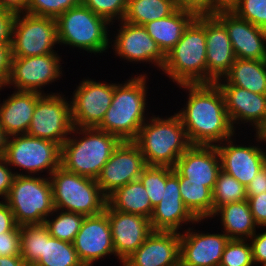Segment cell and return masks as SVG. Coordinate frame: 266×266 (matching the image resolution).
Returning <instances> with one entry per match:
<instances>
[{
    "label": "cell",
    "mask_w": 266,
    "mask_h": 266,
    "mask_svg": "<svg viewBox=\"0 0 266 266\" xmlns=\"http://www.w3.org/2000/svg\"><path fill=\"white\" fill-rule=\"evenodd\" d=\"M213 14L225 25L237 59H266V30L237 16L229 8Z\"/></svg>",
    "instance_id": "obj_17"
},
{
    "label": "cell",
    "mask_w": 266,
    "mask_h": 266,
    "mask_svg": "<svg viewBox=\"0 0 266 266\" xmlns=\"http://www.w3.org/2000/svg\"><path fill=\"white\" fill-rule=\"evenodd\" d=\"M109 219L115 258L122 263L131 253L136 251L153 231L150 219L113 209L108 203L105 211Z\"/></svg>",
    "instance_id": "obj_20"
},
{
    "label": "cell",
    "mask_w": 266,
    "mask_h": 266,
    "mask_svg": "<svg viewBox=\"0 0 266 266\" xmlns=\"http://www.w3.org/2000/svg\"><path fill=\"white\" fill-rule=\"evenodd\" d=\"M21 256H0V266H24Z\"/></svg>",
    "instance_id": "obj_52"
},
{
    "label": "cell",
    "mask_w": 266,
    "mask_h": 266,
    "mask_svg": "<svg viewBox=\"0 0 266 266\" xmlns=\"http://www.w3.org/2000/svg\"><path fill=\"white\" fill-rule=\"evenodd\" d=\"M248 241L252 247L254 264L266 266V231L254 234Z\"/></svg>",
    "instance_id": "obj_44"
},
{
    "label": "cell",
    "mask_w": 266,
    "mask_h": 266,
    "mask_svg": "<svg viewBox=\"0 0 266 266\" xmlns=\"http://www.w3.org/2000/svg\"><path fill=\"white\" fill-rule=\"evenodd\" d=\"M251 244L247 240L230 239L219 266H254Z\"/></svg>",
    "instance_id": "obj_39"
},
{
    "label": "cell",
    "mask_w": 266,
    "mask_h": 266,
    "mask_svg": "<svg viewBox=\"0 0 266 266\" xmlns=\"http://www.w3.org/2000/svg\"><path fill=\"white\" fill-rule=\"evenodd\" d=\"M56 44L58 38L55 18L35 16L25 12L15 14L11 35L12 57L57 53L53 49Z\"/></svg>",
    "instance_id": "obj_10"
},
{
    "label": "cell",
    "mask_w": 266,
    "mask_h": 266,
    "mask_svg": "<svg viewBox=\"0 0 266 266\" xmlns=\"http://www.w3.org/2000/svg\"><path fill=\"white\" fill-rule=\"evenodd\" d=\"M120 142L117 136L97 128L73 127L70 137L61 145L60 166L69 172L97 179Z\"/></svg>",
    "instance_id": "obj_3"
},
{
    "label": "cell",
    "mask_w": 266,
    "mask_h": 266,
    "mask_svg": "<svg viewBox=\"0 0 266 266\" xmlns=\"http://www.w3.org/2000/svg\"><path fill=\"white\" fill-rule=\"evenodd\" d=\"M146 74L133 76L116 84L110 107L97 129L117 136L121 141H134L147 121Z\"/></svg>",
    "instance_id": "obj_2"
},
{
    "label": "cell",
    "mask_w": 266,
    "mask_h": 266,
    "mask_svg": "<svg viewBox=\"0 0 266 266\" xmlns=\"http://www.w3.org/2000/svg\"><path fill=\"white\" fill-rule=\"evenodd\" d=\"M107 203L115 210L138 214L150 219L153 207L140 179L117 188L107 197Z\"/></svg>",
    "instance_id": "obj_29"
},
{
    "label": "cell",
    "mask_w": 266,
    "mask_h": 266,
    "mask_svg": "<svg viewBox=\"0 0 266 266\" xmlns=\"http://www.w3.org/2000/svg\"><path fill=\"white\" fill-rule=\"evenodd\" d=\"M220 171L216 146L191 145L173 167V172L186 177V182L205 183L212 191Z\"/></svg>",
    "instance_id": "obj_25"
},
{
    "label": "cell",
    "mask_w": 266,
    "mask_h": 266,
    "mask_svg": "<svg viewBox=\"0 0 266 266\" xmlns=\"http://www.w3.org/2000/svg\"><path fill=\"white\" fill-rule=\"evenodd\" d=\"M177 8L176 0H128L123 21L144 25L168 17Z\"/></svg>",
    "instance_id": "obj_31"
},
{
    "label": "cell",
    "mask_w": 266,
    "mask_h": 266,
    "mask_svg": "<svg viewBox=\"0 0 266 266\" xmlns=\"http://www.w3.org/2000/svg\"><path fill=\"white\" fill-rule=\"evenodd\" d=\"M16 226L13 212L7 202L5 200L0 201V234L10 232Z\"/></svg>",
    "instance_id": "obj_49"
},
{
    "label": "cell",
    "mask_w": 266,
    "mask_h": 266,
    "mask_svg": "<svg viewBox=\"0 0 266 266\" xmlns=\"http://www.w3.org/2000/svg\"><path fill=\"white\" fill-rule=\"evenodd\" d=\"M38 92L14 91L0 104V126L8 136L27 134L38 99Z\"/></svg>",
    "instance_id": "obj_26"
},
{
    "label": "cell",
    "mask_w": 266,
    "mask_h": 266,
    "mask_svg": "<svg viewBox=\"0 0 266 266\" xmlns=\"http://www.w3.org/2000/svg\"><path fill=\"white\" fill-rule=\"evenodd\" d=\"M128 0H81V3L98 16L105 18L111 25L114 20L122 21Z\"/></svg>",
    "instance_id": "obj_41"
},
{
    "label": "cell",
    "mask_w": 266,
    "mask_h": 266,
    "mask_svg": "<svg viewBox=\"0 0 266 266\" xmlns=\"http://www.w3.org/2000/svg\"><path fill=\"white\" fill-rule=\"evenodd\" d=\"M7 161L3 156L0 157V196L5 200L9 195L15 172L8 168Z\"/></svg>",
    "instance_id": "obj_46"
},
{
    "label": "cell",
    "mask_w": 266,
    "mask_h": 266,
    "mask_svg": "<svg viewBox=\"0 0 266 266\" xmlns=\"http://www.w3.org/2000/svg\"><path fill=\"white\" fill-rule=\"evenodd\" d=\"M161 70L177 85L207 83L205 13H197L185 28Z\"/></svg>",
    "instance_id": "obj_4"
},
{
    "label": "cell",
    "mask_w": 266,
    "mask_h": 266,
    "mask_svg": "<svg viewBox=\"0 0 266 266\" xmlns=\"http://www.w3.org/2000/svg\"><path fill=\"white\" fill-rule=\"evenodd\" d=\"M177 6L194 10L196 13H211V0H176Z\"/></svg>",
    "instance_id": "obj_50"
},
{
    "label": "cell",
    "mask_w": 266,
    "mask_h": 266,
    "mask_svg": "<svg viewBox=\"0 0 266 266\" xmlns=\"http://www.w3.org/2000/svg\"><path fill=\"white\" fill-rule=\"evenodd\" d=\"M144 156L134 141H121L96 179L108 197L117 188L139 179L146 167Z\"/></svg>",
    "instance_id": "obj_14"
},
{
    "label": "cell",
    "mask_w": 266,
    "mask_h": 266,
    "mask_svg": "<svg viewBox=\"0 0 266 266\" xmlns=\"http://www.w3.org/2000/svg\"><path fill=\"white\" fill-rule=\"evenodd\" d=\"M13 11L0 7V44H11Z\"/></svg>",
    "instance_id": "obj_45"
},
{
    "label": "cell",
    "mask_w": 266,
    "mask_h": 266,
    "mask_svg": "<svg viewBox=\"0 0 266 266\" xmlns=\"http://www.w3.org/2000/svg\"><path fill=\"white\" fill-rule=\"evenodd\" d=\"M73 246L84 266H94V262L107 255L115 256L107 214L102 212L85 217L75 236Z\"/></svg>",
    "instance_id": "obj_19"
},
{
    "label": "cell",
    "mask_w": 266,
    "mask_h": 266,
    "mask_svg": "<svg viewBox=\"0 0 266 266\" xmlns=\"http://www.w3.org/2000/svg\"><path fill=\"white\" fill-rule=\"evenodd\" d=\"M247 201L258 228L261 226L266 228V192L256 196H247Z\"/></svg>",
    "instance_id": "obj_43"
},
{
    "label": "cell",
    "mask_w": 266,
    "mask_h": 266,
    "mask_svg": "<svg viewBox=\"0 0 266 266\" xmlns=\"http://www.w3.org/2000/svg\"><path fill=\"white\" fill-rule=\"evenodd\" d=\"M148 120L134 142L139 146L146 165L173 168L191 146L180 117L176 113L165 119L152 115Z\"/></svg>",
    "instance_id": "obj_5"
},
{
    "label": "cell",
    "mask_w": 266,
    "mask_h": 266,
    "mask_svg": "<svg viewBox=\"0 0 266 266\" xmlns=\"http://www.w3.org/2000/svg\"><path fill=\"white\" fill-rule=\"evenodd\" d=\"M188 100L176 114L191 145L216 146L234 136L224 96L216 83L179 84Z\"/></svg>",
    "instance_id": "obj_1"
},
{
    "label": "cell",
    "mask_w": 266,
    "mask_h": 266,
    "mask_svg": "<svg viewBox=\"0 0 266 266\" xmlns=\"http://www.w3.org/2000/svg\"><path fill=\"white\" fill-rule=\"evenodd\" d=\"M180 231L153 230L122 266H179Z\"/></svg>",
    "instance_id": "obj_21"
},
{
    "label": "cell",
    "mask_w": 266,
    "mask_h": 266,
    "mask_svg": "<svg viewBox=\"0 0 266 266\" xmlns=\"http://www.w3.org/2000/svg\"><path fill=\"white\" fill-rule=\"evenodd\" d=\"M256 136H254V137H256V141L259 143H261V142H265L266 143V132L263 134V133H256L255 134Z\"/></svg>",
    "instance_id": "obj_55"
},
{
    "label": "cell",
    "mask_w": 266,
    "mask_h": 266,
    "mask_svg": "<svg viewBox=\"0 0 266 266\" xmlns=\"http://www.w3.org/2000/svg\"><path fill=\"white\" fill-rule=\"evenodd\" d=\"M27 3L28 0H0V7L19 13L25 11Z\"/></svg>",
    "instance_id": "obj_51"
},
{
    "label": "cell",
    "mask_w": 266,
    "mask_h": 266,
    "mask_svg": "<svg viewBox=\"0 0 266 266\" xmlns=\"http://www.w3.org/2000/svg\"><path fill=\"white\" fill-rule=\"evenodd\" d=\"M196 15L194 10L178 7L168 17L150 21L143 26L166 55L181 39L185 28Z\"/></svg>",
    "instance_id": "obj_27"
},
{
    "label": "cell",
    "mask_w": 266,
    "mask_h": 266,
    "mask_svg": "<svg viewBox=\"0 0 266 266\" xmlns=\"http://www.w3.org/2000/svg\"><path fill=\"white\" fill-rule=\"evenodd\" d=\"M81 4V0H28L25 13L57 18L70 8Z\"/></svg>",
    "instance_id": "obj_40"
},
{
    "label": "cell",
    "mask_w": 266,
    "mask_h": 266,
    "mask_svg": "<svg viewBox=\"0 0 266 266\" xmlns=\"http://www.w3.org/2000/svg\"><path fill=\"white\" fill-rule=\"evenodd\" d=\"M53 215H55L54 218L52 217ZM50 217L52 219L48 216L44 224L48 228L51 237L70 243H73L85 218L84 215L58 210L56 208H54Z\"/></svg>",
    "instance_id": "obj_34"
},
{
    "label": "cell",
    "mask_w": 266,
    "mask_h": 266,
    "mask_svg": "<svg viewBox=\"0 0 266 266\" xmlns=\"http://www.w3.org/2000/svg\"><path fill=\"white\" fill-rule=\"evenodd\" d=\"M9 136L5 133L3 128L0 126V157L4 156Z\"/></svg>",
    "instance_id": "obj_54"
},
{
    "label": "cell",
    "mask_w": 266,
    "mask_h": 266,
    "mask_svg": "<svg viewBox=\"0 0 266 266\" xmlns=\"http://www.w3.org/2000/svg\"><path fill=\"white\" fill-rule=\"evenodd\" d=\"M61 57L51 53L30 57H12L8 80L4 85H14L16 91L38 92L62 76ZM43 92V93H42Z\"/></svg>",
    "instance_id": "obj_12"
},
{
    "label": "cell",
    "mask_w": 266,
    "mask_h": 266,
    "mask_svg": "<svg viewBox=\"0 0 266 266\" xmlns=\"http://www.w3.org/2000/svg\"><path fill=\"white\" fill-rule=\"evenodd\" d=\"M229 85L237 86L256 94H266V59H237L223 78Z\"/></svg>",
    "instance_id": "obj_30"
},
{
    "label": "cell",
    "mask_w": 266,
    "mask_h": 266,
    "mask_svg": "<svg viewBox=\"0 0 266 266\" xmlns=\"http://www.w3.org/2000/svg\"><path fill=\"white\" fill-rule=\"evenodd\" d=\"M56 23L58 44L76 47L95 55L110 48L112 41L109 42L108 26L111 24L82 3L58 16Z\"/></svg>",
    "instance_id": "obj_7"
},
{
    "label": "cell",
    "mask_w": 266,
    "mask_h": 266,
    "mask_svg": "<svg viewBox=\"0 0 266 266\" xmlns=\"http://www.w3.org/2000/svg\"><path fill=\"white\" fill-rule=\"evenodd\" d=\"M180 233V266H219L224 248L230 240L224 233L193 232L191 227Z\"/></svg>",
    "instance_id": "obj_24"
},
{
    "label": "cell",
    "mask_w": 266,
    "mask_h": 266,
    "mask_svg": "<svg viewBox=\"0 0 266 266\" xmlns=\"http://www.w3.org/2000/svg\"><path fill=\"white\" fill-rule=\"evenodd\" d=\"M228 8L240 18L266 30V0H235Z\"/></svg>",
    "instance_id": "obj_38"
},
{
    "label": "cell",
    "mask_w": 266,
    "mask_h": 266,
    "mask_svg": "<svg viewBox=\"0 0 266 266\" xmlns=\"http://www.w3.org/2000/svg\"><path fill=\"white\" fill-rule=\"evenodd\" d=\"M5 201L18 226L44 223L54 210L50 178L15 175Z\"/></svg>",
    "instance_id": "obj_8"
},
{
    "label": "cell",
    "mask_w": 266,
    "mask_h": 266,
    "mask_svg": "<svg viewBox=\"0 0 266 266\" xmlns=\"http://www.w3.org/2000/svg\"><path fill=\"white\" fill-rule=\"evenodd\" d=\"M19 231L20 255L25 265H33L43 255L44 223L23 224Z\"/></svg>",
    "instance_id": "obj_35"
},
{
    "label": "cell",
    "mask_w": 266,
    "mask_h": 266,
    "mask_svg": "<svg viewBox=\"0 0 266 266\" xmlns=\"http://www.w3.org/2000/svg\"><path fill=\"white\" fill-rule=\"evenodd\" d=\"M54 208L87 216L105 211L107 196L96 179L81 176L59 166L50 174Z\"/></svg>",
    "instance_id": "obj_6"
},
{
    "label": "cell",
    "mask_w": 266,
    "mask_h": 266,
    "mask_svg": "<svg viewBox=\"0 0 266 266\" xmlns=\"http://www.w3.org/2000/svg\"><path fill=\"white\" fill-rule=\"evenodd\" d=\"M198 220L185 206L180 189L179 178L173 168L166 166V185L161 201L153 207L150 217L152 230L176 231L184 224L199 223Z\"/></svg>",
    "instance_id": "obj_18"
},
{
    "label": "cell",
    "mask_w": 266,
    "mask_h": 266,
    "mask_svg": "<svg viewBox=\"0 0 266 266\" xmlns=\"http://www.w3.org/2000/svg\"><path fill=\"white\" fill-rule=\"evenodd\" d=\"M147 191L152 207L162 199L166 185V166L147 165L139 177Z\"/></svg>",
    "instance_id": "obj_37"
},
{
    "label": "cell",
    "mask_w": 266,
    "mask_h": 266,
    "mask_svg": "<svg viewBox=\"0 0 266 266\" xmlns=\"http://www.w3.org/2000/svg\"><path fill=\"white\" fill-rule=\"evenodd\" d=\"M266 192V164L258 171L246 187L247 196H256Z\"/></svg>",
    "instance_id": "obj_48"
},
{
    "label": "cell",
    "mask_w": 266,
    "mask_h": 266,
    "mask_svg": "<svg viewBox=\"0 0 266 266\" xmlns=\"http://www.w3.org/2000/svg\"><path fill=\"white\" fill-rule=\"evenodd\" d=\"M216 84L224 96L225 107L233 128L236 130L235 125L240 122L243 124L249 122V125L256 128V133L264 134L266 132V94H256L231 86L224 79L217 81Z\"/></svg>",
    "instance_id": "obj_16"
},
{
    "label": "cell",
    "mask_w": 266,
    "mask_h": 266,
    "mask_svg": "<svg viewBox=\"0 0 266 266\" xmlns=\"http://www.w3.org/2000/svg\"><path fill=\"white\" fill-rule=\"evenodd\" d=\"M207 83L224 78L236 60L225 25L213 14L205 13Z\"/></svg>",
    "instance_id": "obj_22"
},
{
    "label": "cell",
    "mask_w": 266,
    "mask_h": 266,
    "mask_svg": "<svg viewBox=\"0 0 266 266\" xmlns=\"http://www.w3.org/2000/svg\"><path fill=\"white\" fill-rule=\"evenodd\" d=\"M221 216L223 233L229 239L249 240L256 233L250 206L247 200L220 206L212 215Z\"/></svg>",
    "instance_id": "obj_28"
},
{
    "label": "cell",
    "mask_w": 266,
    "mask_h": 266,
    "mask_svg": "<svg viewBox=\"0 0 266 266\" xmlns=\"http://www.w3.org/2000/svg\"><path fill=\"white\" fill-rule=\"evenodd\" d=\"M34 266H84L78 257L73 243L51 237L44 224L43 255Z\"/></svg>",
    "instance_id": "obj_33"
},
{
    "label": "cell",
    "mask_w": 266,
    "mask_h": 266,
    "mask_svg": "<svg viewBox=\"0 0 266 266\" xmlns=\"http://www.w3.org/2000/svg\"><path fill=\"white\" fill-rule=\"evenodd\" d=\"M70 98L74 127L97 128L111 105L116 83H101L92 79L80 81Z\"/></svg>",
    "instance_id": "obj_13"
},
{
    "label": "cell",
    "mask_w": 266,
    "mask_h": 266,
    "mask_svg": "<svg viewBox=\"0 0 266 266\" xmlns=\"http://www.w3.org/2000/svg\"><path fill=\"white\" fill-rule=\"evenodd\" d=\"M3 87H5V86H3V85L0 83V90H1Z\"/></svg>",
    "instance_id": "obj_56"
},
{
    "label": "cell",
    "mask_w": 266,
    "mask_h": 266,
    "mask_svg": "<svg viewBox=\"0 0 266 266\" xmlns=\"http://www.w3.org/2000/svg\"><path fill=\"white\" fill-rule=\"evenodd\" d=\"M121 26V27H120ZM119 30L113 40L112 49L115 55L129 62H148L161 70L166 61V55L161 51L155 40L147 33L143 25L120 21Z\"/></svg>",
    "instance_id": "obj_15"
},
{
    "label": "cell",
    "mask_w": 266,
    "mask_h": 266,
    "mask_svg": "<svg viewBox=\"0 0 266 266\" xmlns=\"http://www.w3.org/2000/svg\"><path fill=\"white\" fill-rule=\"evenodd\" d=\"M182 200L189 211L198 219H210L213 215V192L205 183L186 182L178 176Z\"/></svg>",
    "instance_id": "obj_32"
},
{
    "label": "cell",
    "mask_w": 266,
    "mask_h": 266,
    "mask_svg": "<svg viewBox=\"0 0 266 266\" xmlns=\"http://www.w3.org/2000/svg\"><path fill=\"white\" fill-rule=\"evenodd\" d=\"M0 256H21L18 225L12 231L0 234Z\"/></svg>",
    "instance_id": "obj_42"
},
{
    "label": "cell",
    "mask_w": 266,
    "mask_h": 266,
    "mask_svg": "<svg viewBox=\"0 0 266 266\" xmlns=\"http://www.w3.org/2000/svg\"><path fill=\"white\" fill-rule=\"evenodd\" d=\"M61 147L50 140L28 134L9 136L4 158L11 168H22L15 175H39L47 171L49 175L60 166ZM13 166V167H12ZM28 174H27V173Z\"/></svg>",
    "instance_id": "obj_9"
},
{
    "label": "cell",
    "mask_w": 266,
    "mask_h": 266,
    "mask_svg": "<svg viewBox=\"0 0 266 266\" xmlns=\"http://www.w3.org/2000/svg\"><path fill=\"white\" fill-rule=\"evenodd\" d=\"M69 103L60 93L43 94L37 101L27 134L61 147L74 127Z\"/></svg>",
    "instance_id": "obj_11"
},
{
    "label": "cell",
    "mask_w": 266,
    "mask_h": 266,
    "mask_svg": "<svg viewBox=\"0 0 266 266\" xmlns=\"http://www.w3.org/2000/svg\"><path fill=\"white\" fill-rule=\"evenodd\" d=\"M235 0H211V13L219 8H228Z\"/></svg>",
    "instance_id": "obj_53"
},
{
    "label": "cell",
    "mask_w": 266,
    "mask_h": 266,
    "mask_svg": "<svg viewBox=\"0 0 266 266\" xmlns=\"http://www.w3.org/2000/svg\"><path fill=\"white\" fill-rule=\"evenodd\" d=\"M213 213L220 207L229 203L247 200L246 187L236 178L220 171L213 189Z\"/></svg>",
    "instance_id": "obj_36"
},
{
    "label": "cell",
    "mask_w": 266,
    "mask_h": 266,
    "mask_svg": "<svg viewBox=\"0 0 266 266\" xmlns=\"http://www.w3.org/2000/svg\"><path fill=\"white\" fill-rule=\"evenodd\" d=\"M12 60L11 44H0V83L4 86L8 80Z\"/></svg>",
    "instance_id": "obj_47"
},
{
    "label": "cell",
    "mask_w": 266,
    "mask_h": 266,
    "mask_svg": "<svg viewBox=\"0 0 266 266\" xmlns=\"http://www.w3.org/2000/svg\"><path fill=\"white\" fill-rule=\"evenodd\" d=\"M232 139L231 137L216 144L221 170L247 187L258 171L266 164V150L264 151L258 145H236Z\"/></svg>",
    "instance_id": "obj_23"
}]
</instances>
